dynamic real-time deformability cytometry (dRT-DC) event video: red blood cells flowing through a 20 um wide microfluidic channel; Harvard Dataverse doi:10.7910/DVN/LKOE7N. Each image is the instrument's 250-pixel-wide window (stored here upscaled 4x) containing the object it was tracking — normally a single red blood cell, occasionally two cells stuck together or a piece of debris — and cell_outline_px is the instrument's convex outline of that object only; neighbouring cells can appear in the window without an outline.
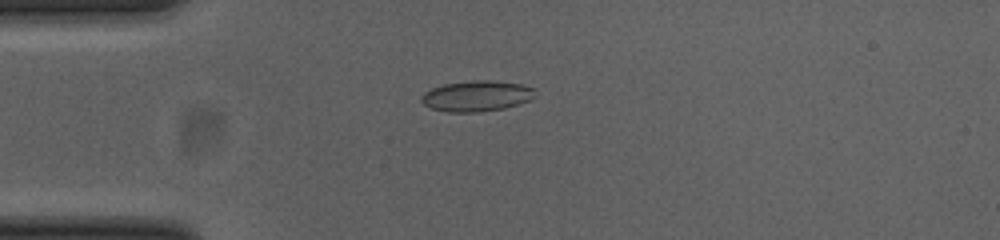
{"species": "common noctule bat (a hibernating species)", "species_latin": "Nyctalus noctula", "temperature_condition": "cold", "stored_images_in_passage": 33, "camera_frame_rate_fps": 3000, "um_per_image_px": 0.085, "animal": {"sex": "female", "body_mass_g": 23.0, "forearm_length_mm": 53.4}, "frame": {"image": 1, "passage_image": 1, "time_ms": 0.0, "image_size_px": [1000, 240], "cell_outline_px": [[536, 96], [532, 100], [504, 108], [476, 112], [448, 112], [432, 108], [424, 104], [420, 100], [420, 96], [424, 92], [432, 88], [444, 84], [476, 80], [492, 80], [520, 84], [536, 88]], "centroid_in_image_um": [40.55, 8.16], "position_along_channel_um": 44.5, "area_um2": 20.46}}
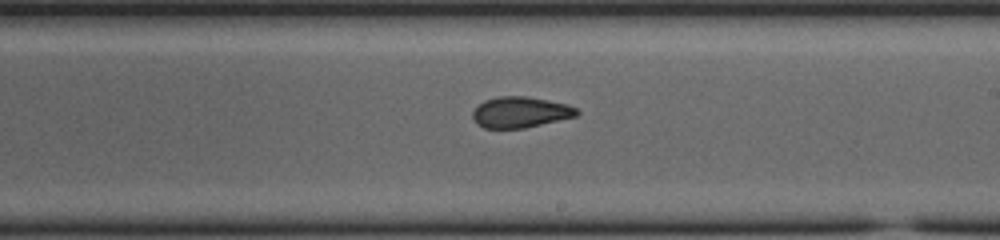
{"frame": {"image": 2, "passage_image": 18, "time_ms": 5.667, "image_size_px": [1000, 240], "cell_outline_px": [[580, 112], [576, 116], [524, 128], [484, 128], [476, 124], [472, 116], [472, 112], [484, 100], [500, 96], [528, 96], [568, 104], [576, 108]], "centroid_in_image_um": [44.22, 9.53], "position_along_channel_um": 244.8, "area_um2": 18.73}}
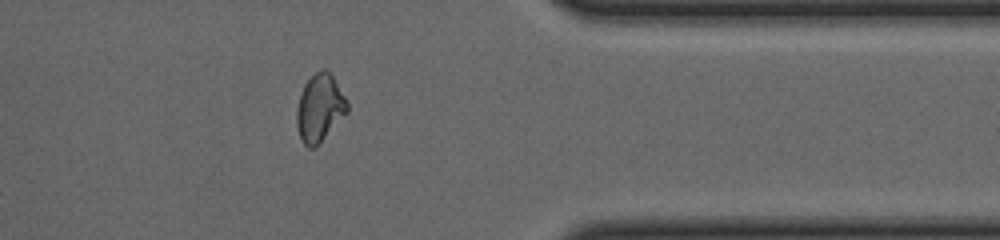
{"frame": {"image": 3, "passage_image": 30, "time_ms": 9.667, "image_size_px": [1000, 240], "cell_outline_px": [[348, 112], [312, 148], [308, 148], [304, 144], [300, 136], [296, 124], [296, 112], [300, 96], [304, 84], [316, 72], [324, 68], [332, 76], [344, 96], [348, 104]], "centroid_in_image_um": [27.16, 9.16], "position_along_channel_um": 384.2, "area_um2": 19.19}, "authors_computed_cell_mechanics": {"area_um2": 19.4208, "velocity_mm_per_s": 3.867, "shape_relaxation_time_tau1_ms": null, "shape_relaxation_time_tau2_ms": 1.7163, "deformation_change_tau1": null, "deformation_change_tau2": 0.0666}}